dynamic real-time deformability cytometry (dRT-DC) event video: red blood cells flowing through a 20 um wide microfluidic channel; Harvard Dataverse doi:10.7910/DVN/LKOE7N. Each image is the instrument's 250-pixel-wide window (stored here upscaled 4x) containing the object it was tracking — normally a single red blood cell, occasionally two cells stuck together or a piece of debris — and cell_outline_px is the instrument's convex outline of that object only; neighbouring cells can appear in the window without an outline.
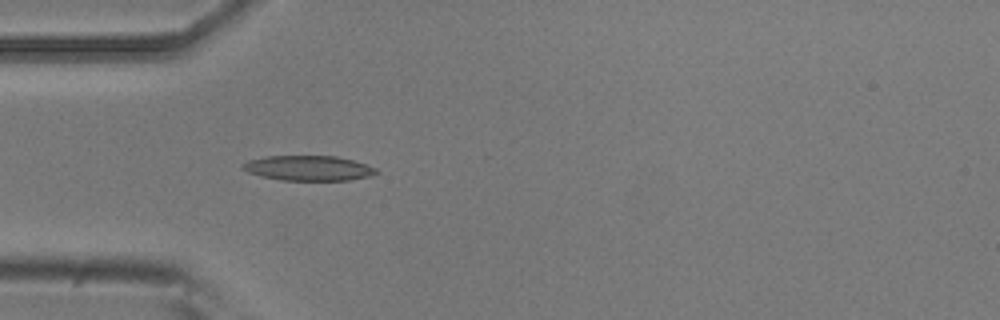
{"species": "common noctule bat (a hibernating species)", "species_latin": "Nyctalus noctula", "temperature_condition": "room temperature", "stored_images_in_passage": 5, "camera_frame_rate_fps": 3000, "um_per_image_px": 0.085, "animal": {"sex": "male", "body_mass_g": 20.5, "forearm_length_mm": 52.5}, "frame": {"image": 1, "passage_image": 5, "time_ms": 1.333, "image_size_px": [1000, 320], "cell_outline_px": [[380, 172], [372, 176], [348, 180], [280, 180], [260, 176], [248, 172], [240, 168], [240, 164], [248, 160], [268, 156], [336, 156], [352, 160], [376, 168]], "centroid_in_image_um": [26.19, 14.29], "position_along_channel_um": 58.8, "area_um2": 19.54}}